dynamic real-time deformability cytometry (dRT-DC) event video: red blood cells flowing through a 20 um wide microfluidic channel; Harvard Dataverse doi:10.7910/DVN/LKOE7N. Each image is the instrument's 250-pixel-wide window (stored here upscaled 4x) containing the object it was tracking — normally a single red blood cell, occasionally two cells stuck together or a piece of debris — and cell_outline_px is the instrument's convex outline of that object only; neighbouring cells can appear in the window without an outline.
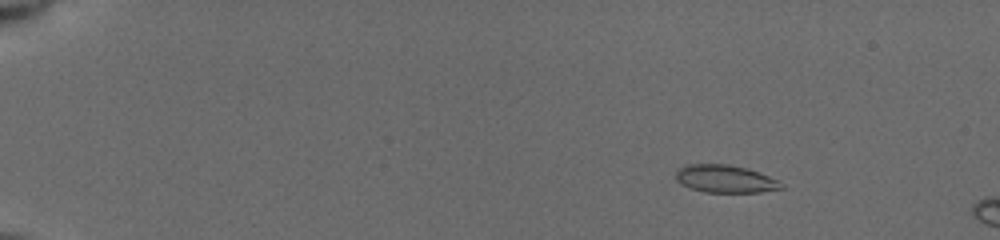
{"species": "common noctule bat (a hibernating species)", "species_latin": "Nyctalus noctula", "temperature_condition": "cold", "stored_images_in_passage": 7, "camera_frame_rate_fps": 3000, "um_per_image_px": 0.085, "animal": {"sex": "female", "body_mass_g": 19.5, "forearm_length_mm": 54.1}, "frame": {"image": 1, "passage_image": 5, "time_ms": 2.667, "image_size_px": [1000, 240], "cell_outline_px": [[784, 188], [760, 192], [704, 192], [692, 188], [676, 180], [676, 168], [688, 164], [728, 164], [744, 168], [768, 176], [784, 184]], "centroid_in_image_um": [61.62, 15.2], "position_along_channel_um": 23.4, "area_um2": 16.76}}